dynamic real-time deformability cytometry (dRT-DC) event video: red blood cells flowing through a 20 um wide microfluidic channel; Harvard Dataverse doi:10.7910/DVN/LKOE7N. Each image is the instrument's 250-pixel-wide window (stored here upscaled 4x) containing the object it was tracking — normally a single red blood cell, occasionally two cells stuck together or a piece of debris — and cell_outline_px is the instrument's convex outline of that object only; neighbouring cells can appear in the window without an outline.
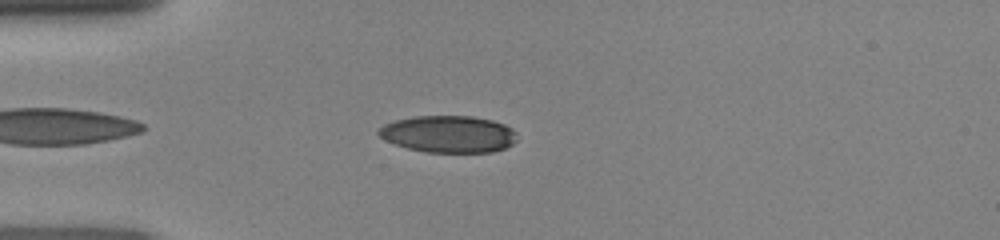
{"species": "human", "species_latin": "Homo sapiens", "temperature_condition": "room temperature", "stored_images_in_passage": 39, "camera_frame_rate_fps": 3000, "um_per_image_px": 0.085, "donor": {"sex": "female"}, "frame": {"image": 1, "passage_image": 4, "time_ms": 1.0, "image_size_px": [1000, 240], "cell_outline_px": [[516, 140], [512, 144], [504, 148], [492, 152], [428, 152], [408, 148], [384, 140], [376, 132], [384, 124], [396, 120], [412, 116], [472, 116], [492, 120], [504, 124], [512, 128], [516, 132]], "centroid_in_image_um": [38.13, 11.39], "position_along_channel_um": 46.9, "area_um2": 29.77}}
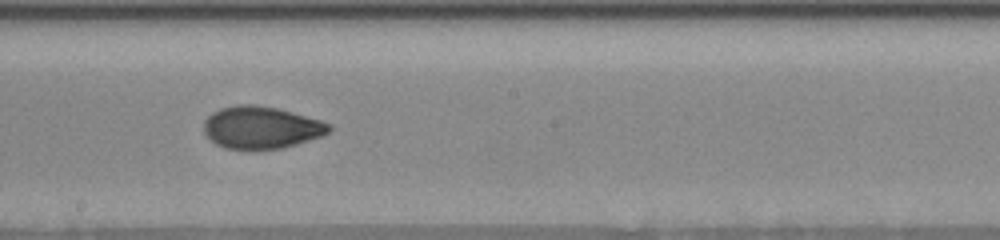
{"frame": {"image": 2, "passage_image": 18, "time_ms": 5.667, "image_size_px": [1000, 240], "cell_outline_px": [[332, 128], [328, 132], [320, 136], [284, 148], [252, 152], [224, 148], [216, 144], [204, 132], [204, 120], [212, 112], [220, 108], [236, 104], [256, 104], [276, 108], [292, 112], [320, 120], [332, 124]], "centroid_in_image_um": [22.17, 10.86], "position_along_channel_um": 226.0, "area_um2": 31.44}}
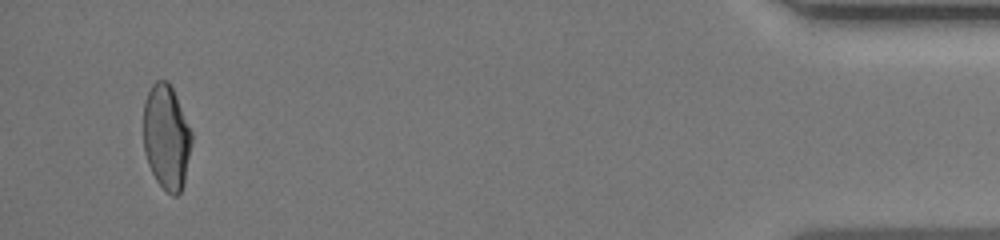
{"frame": {"image": 3, "passage_image": 37, "time_ms": 12.0, "image_size_px": [1000, 240], "cell_outline_px": [[192, 144], [184, 184], [180, 192], [176, 196], [172, 196], [156, 180], [148, 164], [144, 152], [144, 104], [148, 92], [152, 84], [156, 80], [168, 80], [172, 88], [192, 132]], "centroid_in_image_um": [14.15, 11.67], "position_along_channel_um": 421.0, "area_um2": 29.42}}